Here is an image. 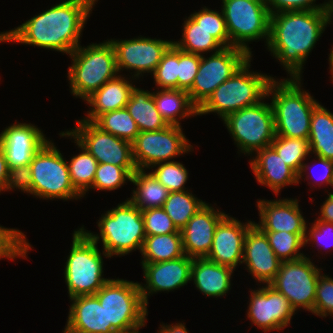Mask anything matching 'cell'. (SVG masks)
<instances>
[{
    "label": "cell",
    "mask_w": 333,
    "mask_h": 333,
    "mask_svg": "<svg viewBox=\"0 0 333 333\" xmlns=\"http://www.w3.org/2000/svg\"><path fill=\"white\" fill-rule=\"evenodd\" d=\"M151 76L158 89H177L178 48L174 44L164 53Z\"/></svg>",
    "instance_id": "42"
},
{
    "label": "cell",
    "mask_w": 333,
    "mask_h": 333,
    "mask_svg": "<svg viewBox=\"0 0 333 333\" xmlns=\"http://www.w3.org/2000/svg\"><path fill=\"white\" fill-rule=\"evenodd\" d=\"M69 56L72 59L67 73L70 93L83 101L119 74L115 49L108 39L87 47L80 45Z\"/></svg>",
    "instance_id": "6"
},
{
    "label": "cell",
    "mask_w": 333,
    "mask_h": 333,
    "mask_svg": "<svg viewBox=\"0 0 333 333\" xmlns=\"http://www.w3.org/2000/svg\"><path fill=\"white\" fill-rule=\"evenodd\" d=\"M8 42L10 43L9 31H4L0 33V43Z\"/></svg>",
    "instance_id": "56"
},
{
    "label": "cell",
    "mask_w": 333,
    "mask_h": 333,
    "mask_svg": "<svg viewBox=\"0 0 333 333\" xmlns=\"http://www.w3.org/2000/svg\"><path fill=\"white\" fill-rule=\"evenodd\" d=\"M234 269L206 258H193L191 281L208 297H224L231 290Z\"/></svg>",
    "instance_id": "27"
},
{
    "label": "cell",
    "mask_w": 333,
    "mask_h": 333,
    "mask_svg": "<svg viewBox=\"0 0 333 333\" xmlns=\"http://www.w3.org/2000/svg\"><path fill=\"white\" fill-rule=\"evenodd\" d=\"M74 143L80 148V153L72 156L67 164L72 185L83 195L93 184L98 162L75 140Z\"/></svg>",
    "instance_id": "37"
},
{
    "label": "cell",
    "mask_w": 333,
    "mask_h": 333,
    "mask_svg": "<svg viewBox=\"0 0 333 333\" xmlns=\"http://www.w3.org/2000/svg\"><path fill=\"white\" fill-rule=\"evenodd\" d=\"M192 149L182 127L169 125L156 131L139 132L132 142V157L137 169L150 170L153 165L173 161Z\"/></svg>",
    "instance_id": "13"
},
{
    "label": "cell",
    "mask_w": 333,
    "mask_h": 333,
    "mask_svg": "<svg viewBox=\"0 0 333 333\" xmlns=\"http://www.w3.org/2000/svg\"><path fill=\"white\" fill-rule=\"evenodd\" d=\"M331 187H333V172H332V177H331Z\"/></svg>",
    "instance_id": "58"
},
{
    "label": "cell",
    "mask_w": 333,
    "mask_h": 333,
    "mask_svg": "<svg viewBox=\"0 0 333 333\" xmlns=\"http://www.w3.org/2000/svg\"><path fill=\"white\" fill-rule=\"evenodd\" d=\"M207 203L187 191L169 192L163 209L172 219L178 230H182L188 221Z\"/></svg>",
    "instance_id": "35"
},
{
    "label": "cell",
    "mask_w": 333,
    "mask_h": 333,
    "mask_svg": "<svg viewBox=\"0 0 333 333\" xmlns=\"http://www.w3.org/2000/svg\"><path fill=\"white\" fill-rule=\"evenodd\" d=\"M152 95L156 109L168 125L180 126V119L198 116V107L191 101L187 91L158 89Z\"/></svg>",
    "instance_id": "28"
},
{
    "label": "cell",
    "mask_w": 333,
    "mask_h": 333,
    "mask_svg": "<svg viewBox=\"0 0 333 333\" xmlns=\"http://www.w3.org/2000/svg\"><path fill=\"white\" fill-rule=\"evenodd\" d=\"M271 146L279 156L298 174V184L311 168L305 161L310 156L308 139L275 136ZM307 172V173H306Z\"/></svg>",
    "instance_id": "34"
},
{
    "label": "cell",
    "mask_w": 333,
    "mask_h": 333,
    "mask_svg": "<svg viewBox=\"0 0 333 333\" xmlns=\"http://www.w3.org/2000/svg\"><path fill=\"white\" fill-rule=\"evenodd\" d=\"M98 0H65L9 30L10 42L70 55Z\"/></svg>",
    "instance_id": "1"
},
{
    "label": "cell",
    "mask_w": 333,
    "mask_h": 333,
    "mask_svg": "<svg viewBox=\"0 0 333 333\" xmlns=\"http://www.w3.org/2000/svg\"><path fill=\"white\" fill-rule=\"evenodd\" d=\"M19 189L23 193L32 195V172L30 165L9 169L5 191Z\"/></svg>",
    "instance_id": "49"
},
{
    "label": "cell",
    "mask_w": 333,
    "mask_h": 333,
    "mask_svg": "<svg viewBox=\"0 0 333 333\" xmlns=\"http://www.w3.org/2000/svg\"><path fill=\"white\" fill-rule=\"evenodd\" d=\"M69 313L64 328L66 333H117L107 325V314L96 295L70 298Z\"/></svg>",
    "instance_id": "25"
},
{
    "label": "cell",
    "mask_w": 333,
    "mask_h": 333,
    "mask_svg": "<svg viewBox=\"0 0 333 333\" xmlns=\"http://www.w3.org/2000/svg\"><path fill=\"white\" fill-rule=\"evenodd\" d=\"M265 99L268 98L231 113L222 120L239 154L242 152L252 157L256 151L270 146L276 136L272 106Z\"/></svg>",
    "instance_id": "11"
},
{
    "label": "cell",
    "mask_w": 333,
    "mask_h": 333,
    "mask_svg": "<svg viewBox=\"0 0 333 333\" xmlns=\"http://www.w3.org/2000/svg\"><path fill=\"white\" fill-rule=\"evenodd\" d=\"M281 260L273 252L268 237L253 224L245 236L242 264L256 282L269 285L277 275Z\"/></svg>",
    "instance_id": "21"
},
{
    "label": "cell",
    "mask_w": 333,
    "mask_h": 333,
    "mask_svg": "<svg viewBox=\"0 0 333 333\" xmlns=\"http://www.w3.org/2000/svg\"><path fill=\"white\" fill-rule=\"evenodd\" d=\"M231 46L241 48L253 56L250 42L265 40L270 34L271 14L265 0H221Z\"/></svg>",
    "instance_id": "10"
},
{
    "label": "cell",
    "mask_w": 333,
    "mask_h": 333,
    "mask_svg": "<svg viewBox=\"0 0 333 333\" xmlns=\"http://www.w3.org/2000/svg\"><path fill=\"white\" fill-rule=\"evenodd\" d=\"M192 264L193 258L187 255L169 261L141 263L146 284L139 283V287L145 304L148 306V298L154 293L174 291L187 285L191 281Z\"/></svg>",
    "instance_id": "18"
},
{
    "label": "cell",
    "mask_w": 333,
    "mask_h": 333,
    "mask_svg": "<svg viewBox=\"0 0 333 333\" xmlns=\"http://www.w3.org/2000/svg\"><path fill=\"white\" fill-rule=\"evenodd\" d=\"M124 76L118 74L85 100L90 108L87 111V116L82 118L83 120L93 122L103 113L125 108L131 96V91L136 85H133V78L128 79Z\"/></svg>",
    "instance_id": "26"
},
{
    "label": "cell",
    "mask_w": 333,
    "mask_h": 333,
    "mask_svg": "<svg viewBox=\"0 0 333 333\" xmlns=\"http://www.w3.org/2000/svg\"><path fill=\"white\" fill-rule=\"evenodd\" d=\"M313 314L322 318L333 316V278L322 272L317 280Z\"/></svg>",
    "instance_id": "46"
},
{
    "label": "cell",
    "mask_w": 333,
    "mask_h": 333,
    "mask_svg": "<svg viewBox=\"0 0 333 333\" xmlns=\"http://www.w3.org/2000/svg\"><path fill=\"white\" fill-rule=\"evenodd\" d=\"M76 126L60 132V137H69L90 153L98 163L119 167H136L132 157V143L118 138L97 127L93 122L79 119Z\"/></svg>",
    "instance_id": "15"
},
{
    "label": "cell",
    "mask_w": 333,
    "mask_h": 333,
    "mask_svg": "<svg viewBox=\"0 0 333 333\" xmlns=\"http://www.w3.org/2000/svg\"><path fill=\"white\" fill-rule=\"evenodd\" d=\"M141 263H157L185 255L181 233L146 235Z\"/></svg>",
    "instance_id": "32"
},
{
    "label": "cell",
    "mask_w": 333,
    "mask_h": 333,
    "mask_svg": "<svg viewBox=\"0 0 333 333\" xmlns=\"http://www.w3.org/2000/svg\"><path fill=\"white\" fill-rule=\"evenodd\" d=\"M326 200L323 202L320 208V215L316 218V220L324 221L327 223H333V193L328 192Z\"/></svg>",
    "instance_id": "51"
},
{
    "label": "cell",
    "mask_w": 333,
    "mask_h": 333,
    "mask_svg": "<svg viewBox=\"0 0 333 333\" xmlns=\"http://www.w3.org/2000/svg\"><path fill=\"white\" fill-rule=\"evenodd\" d=\"M142 327H145V326H141V327H138L136 329L126 331V332H117V333H140L139 329H141Z\"/></svg>",
    "instance_id": "57"
},
{
    "label": "cell",
    "mask_w": 333,
    "mask_h": 333,
    "mask_svg": "<svg viewBox=\"0 0 333 333\" xmlns=\"http://www.w3.org/2000/svg\"><path fill=\"white\" fill-rule=\"evenodd\" d=\"M220 11H215L204 6L200 11L193 12L189 16L197 24L208 30L224 47H231L224 14L222 9Z\"/></svg>",
    "instance_id": "43"
},
{
    "label": "cell",
    "mask_w": 333,
    "mask_h": 333,
    "mask_svg": "<svg viewBox=\"0 0 333 333\" xmlns=\"http://www.w3.org/2000/svg\"><path fill=\"white\" fill-rule=\"evenodd\" d=\"M249 292L251 294L246 316L252 324L263 329L264 333L284 330L297 314L288 299L270 285Z\"/></svg>",
    "instance_id": "17"
},
{
    "label": "cell",
    "mask_w": 333,
    "mask_h": 333,
    "mask_svg": "<svg viewBox=\"0 0 333 333\" xmlns=\"http://www.w3.org/2000/svg\"><path fill=\"white\" fill-rule=\"evenodd\" d=\"M251 60L252 57L210 95L198 108L199 116L215 113L224 120L229 114L254 106L266 97L274 77L251 71Z\"/></svg>",
    "instance_id": "5"
},
{
    "label": "cell",
    "mask_w": 333,
    "mask_h": 333,
    "mask_svg": "<svg viewBox=\"0 0 333 333\" xmlns=\"http://www.w3.org/2000/svg\"><path fill=\"white\" fill-rule=\"evenodd\" d=\"M331 237V238H330ZM333 223H327L324 221L315 220L312 222L311 226H306V236H305V247L306 244H314L319 247L321 246V250L327 247L329 251L333 250ZM331 239V240H330ZM329 241V243L327 242ZM310 242V243H309ZM325 247V248H323ZM330 247V248H329ZM326 248V249H327ZM331 249V250H330Z\"/></svg>",
    "instance_id": "47"
},
{
    "label": "cell",
    "mask_w": 333,
    "mask_h": 333,
    "mask_svg": "<svg viewBox=\"0 0 333 333\" xmlns=\"http://www.w3.org/2000/svg\"><path fill=\"white\" fill-rule=\"evenodd\" d=\"M98 222L99 234L80 228L97 244L102 241L103 251L112 256H125L132 251H142L146 234L141 210L128 198L116 207L105 211Z\"/></svg>",
    "instance_id": "4"
},
{
    "label": "cell",
    "mask_w": 333,
    "mask_h": 333,
    "mask_svg": "<svg viewBox=\"0 0 333 333\" xmlns=\"http://www.w3.org/2000/svg\"><path fill=\"white\" fill-rule=\"evenodd\" d=\"M161 327H159L160 330H158L157 333H189L186 326L182 322L178 323H171V324H160Z\"/></svg>",
    "instance_id": "53"
},
{
    "label": "cell",
    "mask_w": 333,
    "mask_h": 333,
    "mask_svg": "<svg viewBox=\"0 0 333 333\" xmlns=\"http://www.w3.org/2000/svg\"><path fill=\"white\" fill-rule=\"evenodd\" d=\"M93 123L101 130L131 143L140 132L126 108L103 113Z\"/></svg>",
    "instance_id": "36"
},
{
    "label": "cell",
    "mask_w": 333,
    "mask_h": 333,
    "mask_svg": "<svg viewBox=\"0 0 333 333\" xmlns=\"http://www.w3.org/2000/svg\"><path fill=\"white\" fill-rule=\"evenodd\" d=\"M314 157L317 158L318 163L322 167L321 168L322 171H321V173L319 172V175H318L319 177L316 175L318 180L314 179L316 177L313 178L314 174L311 175L312 177L307 174L306 175V180H308V185L312 186L314 189L316 188V187H314L316 185H318V188H321L320 186H322V185L324 186L325 184H326L325 186L329 185L331 187V177H332V172H333V161L327 160L326 158H321V157H318V156H314ZM310 177L313 178L315 181H313V182L309 181Z\"/></svg>",
    "instance_id": "50"
},
{
    "label": "cell",
    "mask_w": 333,
    "mask_h": 333,
    "mask_svg": "<svg viewBox=\"0 0 333 333\" xmlns=\"http://www.w3.org/2000/svg\"><path fill=\"white\" fill-rule=\"evenodd\" d=\"M182 25V38L173 41L178 49L187 53L207 55L208 52L216 53L224 48L208 30L197 24L190 16L185 18Z\"/></svg>",
    "instance_id": "33"
},
{
    "label": "cell",
    "mask_w": 333,
    "mask_h": 333,
    "mask_svg": "<svg viewBox=\"0 0 333 333\" xmlns=\"http://www.w3.org/2000/svg\"><path fill=\"white\" fill-rule=\"evenodd\" d=\"M9 168L6 160V156L2 148L0 147V193L5 192L6 184L8 180Z\"/></svg>",
    "instance_id": "52"
},
{
    "label": "cell",
    "mask_w": 333,
    "mask_h": 333,
    "mask_svg": "<svg viewBox=\"0 0 333 333\" xmlns=\"http://www.w3.org/2000/svg\"><path fill=\"white\" fill-rule=\"evenodd\" d=\"M42 129L31 123L15 121L0 132V147L8 168L29 165L35 153L49 140Z\"/></svg>",
    "instance_id": "19"
},
{
    "label": "cell",
    "mask_w": 333,
    "mask_h": 333,
    "mask_svg": "<svg viewBox=\"0 0 333 333\" xmlns=\"http://www.w3.org/2000/svg\"><path fill=\"white\" fill-rule=\"evenodd\" d=\"M201 55L187 53L178 49V80L177 89L189 91L197 75Z\"/></svg>",
    "instance_id": "45"
},
{
    "label": "cell",
    "mask_w": 333,
    "mask_h": 333,
    "mask_svg": "<svg viewBox=\"0 0 333 333\" xmlns=\"http://www.w3.org/2000/svg\"><path fill=\"white\" fill-rule=\"evenodd\" d=\"M308 142L311 155L333 161V113L320 103L312 111Z\"/></svg>",
    "instance_id": "30"
},
{
    "label": "cell",
    "mask_w": 333,
    "mask_h": 333,
    "mask_svg": "<svg viewBox=\"0 0 333 333\" xmlns=\"http://www.w3.org/2000/svg\"><path fill=\"white\" fill-rule=\"evenodd\" d=\"M57 148L49 139L31 160L32 195L43 200L81 199L71 183L67 160Z\"/></svg>",
    "instance_id": "8"
},
{
    "label": "cell",
    "mask_w": 333,
    "mask_h": 333,
    "mask_svg": "<svg viewBox=\"0 0 333 333\" xmlns=\"http://www.w3.org/2000/svg\"><path fill=\"white\" fill-rule=\"evenodd\" d=\"M26 239V235L19 229L0 225V259H27L28 252L33 247Z\"/></svg>",
    "instance_id": "41"
},
{
    "label": "cell",
    "mask_w": 333,
    "mask_h": 333,
    "mask_svg": "<svg viewBox=\"0 0 333 333\" xmlns=\"http://www.w3.org/2000/svg\"><path fill=\"white\" fill-rule=\"evenodd\" d=\"M136 167H119L108 163H98L92 186L90 189L99 191H115L125 183L131 181V176L136 172Z\"/></svg>",
    "instance_id": "38"
},
{
    "label": "cell",
    "mask_w": 333,
    "mask_h": 333,
    "mask_svg": "<svg viewBox=\"0 0 333 333\" xmlns=\"http://www.w3.org/2000/svg\"><path fill=\"white\" fill-rule=\"evenodd\" d=\"M72 245L64 266V278L70 298L95 295L110 279L104 278V261L110 258L81 228L74 231ZM103 255V256H102Z\"/></svg>",
    "instance_id": "7"
},
{
    "label": "cell",
    "mask_w": 333,
    "mask_h": 333,
    "mask_svg": "<svg viewBox=\"0 0 333 333\" xmlns=\"http://www.w3.org/2000/svg\"><path fill=\"white\" fill-rule=\"evenodd\" d=\"M329 24L327 10L271 14L267 49L289 78H302L303 66Z\"/></svg>",
    "instance_id": "2"
},
{
    "label": "cell",
    "mask_w": 333,
    "mask_h": 333,
    "mask_svg": "<svg viewBox=\"0 0 333 333\" xmlns=\"http://www.w3.org/2000/svg\"><path fill=\"white\" fill-rule=\"evenodd\" d=\"M145 170L137 169L131 176V183L136 188L128 198L141 211L150 208H162L169 191L154 176Z\"/></svg>",
    "instance_id": "31"
},
{
    "label": "cell",
    "mask_w": 333,
    "mask_h": 333,
    "mask_svg": "<svg viewBox=\"0 0 333 333\" xmlns=\"http://www.w3.org/2000/svg\"><path fill=\"white\" fill-rule=\"evenodd\" d=\"M328 56H329L328 62H329V67H330L329 69L331 71V79H332L331 81L333 82V47L331 48L330 54Z\"/></svg>",
    "instance_id": "55"
},
{
    "label": "cell",
    "mask_w": 333,
    "mask_h": 333,
    "mask_svg": "<svg viewBox=\"0 0 333 333\" xmlns=\"http://www.w3.org/2000/svg\"><path fill=\"white\" fill-rule=\"evenodd\" d=\"M322 269L307 256L284 261L269 285L288 299L295 312L302 308L313 314L317 280Z\"/></svg>",
    "instance_id": "12"
},
{
    "label": "cell",
    "mask_w": 333,
    "mask_h": 333,
    "mask_svg": "<svg viewBox=\"0 0 333 333\" xmlns=\"http://www.w3.org/2000/svg\"><path fill=\"white\" fill-rule=\"evenodd\" d=\"M327 11L330 25L331 20H333V0H327Z\"/></svg>",
    "instance_id": "54"
},
{
    "label": "cell",
    "mask_w": 333,
    "mask_h": 333,
    "mask_svg": "<svg viewBox=\"0 0 333 333\" xmlns=\"http://www.w3.org/2000/svg\"><path fill=\"white\" fill-rule=\"evenodd\" d=\"M252 156L249 163L256 181L268 187L275 195H279L288 185L298 184V174L271 145L256 151Z\"/></svg>",
    "instance_id": "24"
},
{
    "label": "cell",
    "mask_w": 333,
    "mask_h": 333,
    "mask_svg": "<svg viewBox=\"0 0 333 333\" xmlns=\"http://www.w3.org/2000/svg\"><path fill=\"white\" fill-rule=\"evenodd\" d=\"M152 93L134 86L125 106L140 132L156 131L169 126L156 109Z\"/></svg>",
    "instance_id": "29"
},
{
    "label": "cell",
    "mask_w": 333,
    "mask_h": 333,
    "mask_svg": "<svg viewBox=\"0 0 333 333\" xmlns=\"http://www.w3.org/2000/svg\"><path fill=\"white\" fill-rule=\"evenodd\" d=\"M95 295L106 310L107 325L118 332L147 326L148 309L139 282L110 278Z\"/></svg>",
    "instance_id": "9"
},
{
    "label": "cell",
    "mask_w": 333,
    "mask_h": 333,
    "mask_svg": "<svg viewBox=\"0 0 333 333\" xmlns=\"http://www.w3.org/2000/svg\"><path fill=\"white\" fill-rule=\"evenodd\" d=\"M150 168L149 172L169 192L187 191L185 184L189 178V173L184 164L173 159V161L157 163Z\"/></svg>",
    "instance_id": "40"
},
{
    "label": "cell",
    "mask_w": 333,
    "mask_h": 333,
    "mask_svg": "<svg viewBox=\"0 0 333 333\" xmlns=\"http://www.w3.org/2000/svg\"><path fill=\"white\" fill-rule=\"evenodd\" d=\"M259 222L254 224L262 231H285L306 234L307 222L299 208L297 198L265 200L257 199Z\"/></svg>",
    "instance_id": "22"
},
{
    "label": "cell",
    "mask_w": 333,
    "mask_h": 333,
    "mask_svg": "<svg viewBox=\"0 0 333 333\" xmlns=\"http://www.w3.org/2000/svg\"><path fill=\"white\" fill-rule=\"evenodd\" d=\"M109 40L115 49L118 73L131 70V77L136 80L143 77L144 73L152 75L164 53L173 44L171 40L146 38L141 35L125 40Z\"/></svg>",
    "instance_id": "16"
},
{
    "label": "cell",
    "mask_w": 333,
    "mask_h": 333,
    "mask_svg": "<svg viewBox=\"0 0 333 333\" xmlns=\"http://www.w3.org/2000/svg\"><path fill=\"white\" fill-rule=\"evenodd\" d=\"M301 82V78H273L268 85L266 97H272L276 136L309 137L312 111L319 101L302 88Z\"/></svg>",
    "instance_id": "3"
},
{
    "label": "cell",
    "mask_w": 333,
    "mask_h": 333,
    "mask_svg": "<svg viewBox=\"0 0 333 333\" xmlns=\"http://www.w3.org/2000/svg\"><path fill=\"white\" fill-rule=\"evenodd\" d=\"M268 237L270 246L275 255L282 261H294L304 255L300 249L305 247L306 234H292L285 231H263Z\"/></svg>",
    "instance_id": "39"
},
{
    "label": "cell",
    "mask_w": 333,
    "mask_h": 333,
    "mask_svg": "<svg viewBox=\"0 0 333 333\" xmlns=\"http://www.w3.org/2000/svg\"><path fill=\"white\" fill-rule=\"evenodd\" d=\"M270 14L299 10H327V2L316 4V0H265Z\"/></svg>",
    "instance_id": "48"
},
{
    "label": "cell",
    "mask_w": 333,
    "mask_h": 333,
    "mask_svg": "<svg viewBox=\"0 0 333 333\" xmlns=\"http://www.w3.org/2000/svg\"><path fill=\"white\" fill-rule=\"evenodd\" d=\"M225 212L207 203L180 230L185 255L190 258H206L211 250L213 236Z\"/></svg>",
    "instance_id": "23"
},
{
    "label": "cell",
    "mask_w": 333,
    "mask_h": 333,
    "mask_svg": "<svg viewBox=\"0 0 333 333\" xmlns=\"http://www.w3.org/2000/svg\"><path fill=\"white\" fill-rule=\"evenodd\" d=\"M209 56L201 55L197 75L188 91L191 101L198 108L223 82L252 57L245 50L234 46L224 47Z\"/></svg>",
    "instance_id": "14"
},
{
    "label": "cell",
    "mask_w": 333,
    "mask_h": 333,
    "mask_svg": "<svg viewBox=\"0 0 333 333\" xmlns=\"http://www.w3.org/2000/svg\"><path fill=\"white\" fill-rule=\"evenodd\" d=\"M255 221L243 223L226 214L217 224L206 259L234 270L242 264L245 236Z\"/></svg>",
    "instance_id": "20"
},
{
    "label": "cell",
    "mask_w": 333,
    "mask_h": 333,
    "mask_svg": "<svg viewBox=\"0 0 333 333\" xmlns=\"http://www.w3.org/2000/svg\"><path fill=\"white\" fill-rule=\"evenodd\" d=\"M141 213L146 235L181 233L163 208H150Z\"/></svg>",
    "instance_id": "44"
}]
</instances>
